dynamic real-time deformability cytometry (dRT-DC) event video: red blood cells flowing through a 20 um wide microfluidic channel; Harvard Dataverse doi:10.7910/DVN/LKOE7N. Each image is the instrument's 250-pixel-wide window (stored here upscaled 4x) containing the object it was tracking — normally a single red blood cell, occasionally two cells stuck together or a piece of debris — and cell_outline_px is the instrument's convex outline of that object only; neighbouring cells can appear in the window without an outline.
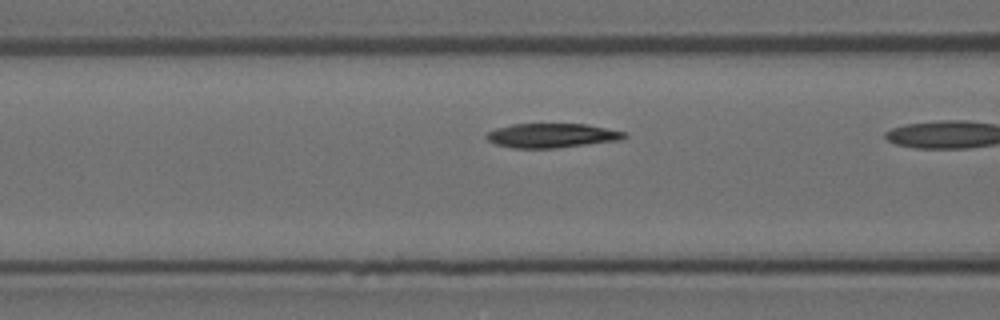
{"species": "Egyptian fruit bat (a non-hibernating species)", "species_latin": "Rousettus aegyptiacus", "temperature_condition": "room temperature", "stored_images_in_passage": 17, "camera_frame_rate_fps": 3000, "um_per_image_px": 0.085, "animal": {"sex": "female"}, "frame": {"image": 1, "passage_image": 16, "time_ms": 5.0, "image_size_px": [1000, 320], "cell_outline_px": [[628, 136], [620, 140], [556, 148], [512, 148], [496, 144], [488, 140], [484, 136], [488, 132], [496, 128], [512, 124], [584, 124], [628, 132]], "centroid_in_image_um": [46.91, 11.52], "position_along_channel_um": 119.7, "area_um2": 19.54}}